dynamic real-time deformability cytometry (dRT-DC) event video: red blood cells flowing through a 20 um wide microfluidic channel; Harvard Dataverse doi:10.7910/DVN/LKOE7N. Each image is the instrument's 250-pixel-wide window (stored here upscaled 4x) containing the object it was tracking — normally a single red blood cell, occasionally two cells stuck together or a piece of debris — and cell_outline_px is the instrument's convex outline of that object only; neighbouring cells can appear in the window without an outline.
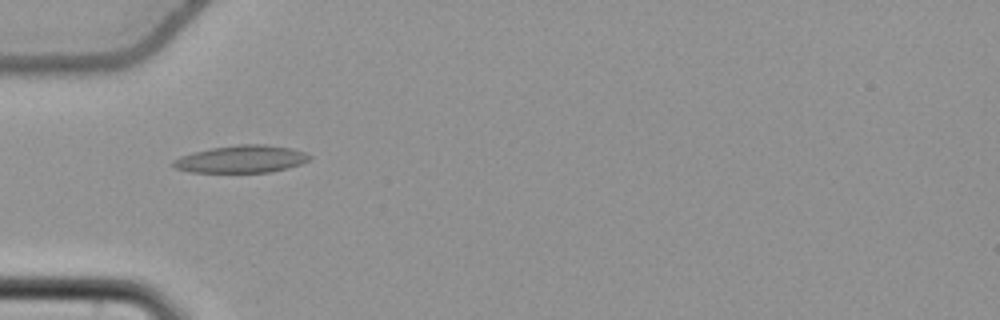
{"species": "common noctule bat (a hibernating species)", "species_latin": "Nyctalus noctula", "temperature_condition": "cold", "stored_images_in_passage": 56, "camera_frame_rate_fps": 3000, "um_per_image_px": 0.085, "animal": {"sex": "female", "body_mass_g": 22.7, "forearm_length_mm": 54.2}, "frame": {"image": 1, "passage_image": 19, "time_ms": 6.0, "image_size_px": [1000, 320], "cell_outline_px": [[312, 156], [308, 160], [300, 164], [288, 168], [268, 172], [192, 172], [176, 168], [172, 164], [172, 160], [180, 156], [192, 152], [212, 148], [240, 144], [264, 144], [292, 148], [304, 152]], "centroid_in_image_um": [20.51, 13.52], "position_along_channel_um": 64.5, "area_um2": 21.68}}
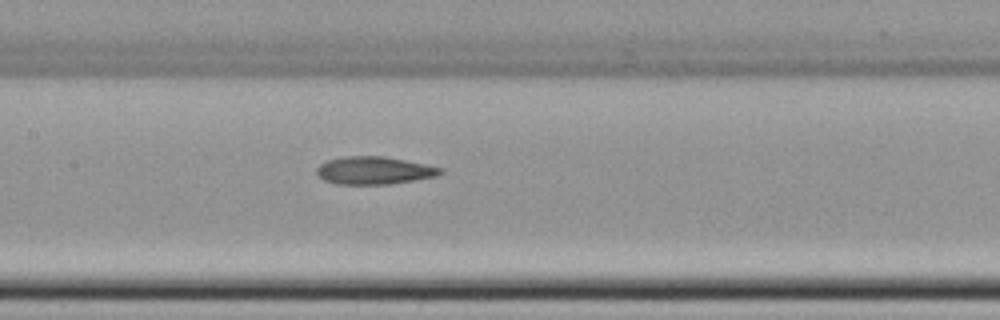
{"frame": {"image": 2, "passage_image": 28, "time_ms": 9.0, "image_size_px": [1000, 320], "cell_outline_px": [[444, 172], [436, 176], [388, 184], [336, 184], [324, 180], [316, 172], [316, 168], [320, 164], [328, 160], [344, 156], [384, 156], [444, 168]], "centroid_in_image_um": [31.79, 14.48], "position_along_channel_um": 175.6, "area_um2": 19.83}}
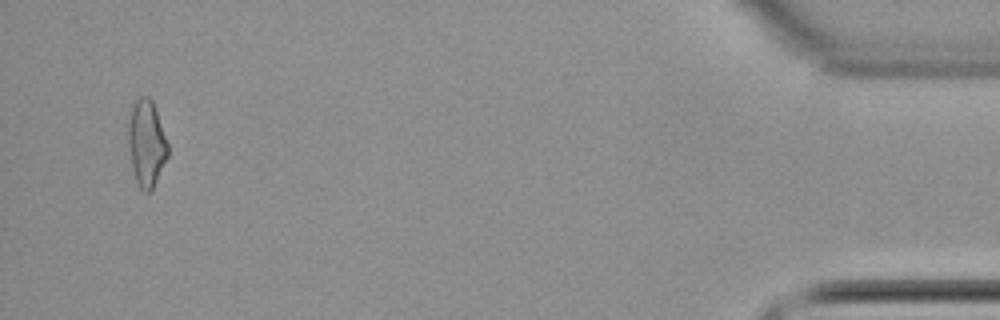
{"frame": {"image": 3, "passage_image": 54, "time_ms": 17.667, "image_size_px": [1000, 320], "cell_outline_px": [[168, 156], [152, 192], [144, 192], [136, 184], [132, 168], [128, 144], [128, 120], [132, 104], [140, 96], [148, 96], [152, 100], [168, 144]], "centroid_in_image_um": [12.44, 12.21], "position_along_channel_um": 422.8, "area_um2": 20.17}, "authors_computed_cell_mechanics": {"area_um2": 20.2011, "velocity_mm_per_s": 3.7785, "shape_relaxation_time_tau1_ms": null, "shape_relaxation_time_tau2_ms": 4.5919, "deformation_change_tau1": null, "deformation_change_tau2": 0.142}}